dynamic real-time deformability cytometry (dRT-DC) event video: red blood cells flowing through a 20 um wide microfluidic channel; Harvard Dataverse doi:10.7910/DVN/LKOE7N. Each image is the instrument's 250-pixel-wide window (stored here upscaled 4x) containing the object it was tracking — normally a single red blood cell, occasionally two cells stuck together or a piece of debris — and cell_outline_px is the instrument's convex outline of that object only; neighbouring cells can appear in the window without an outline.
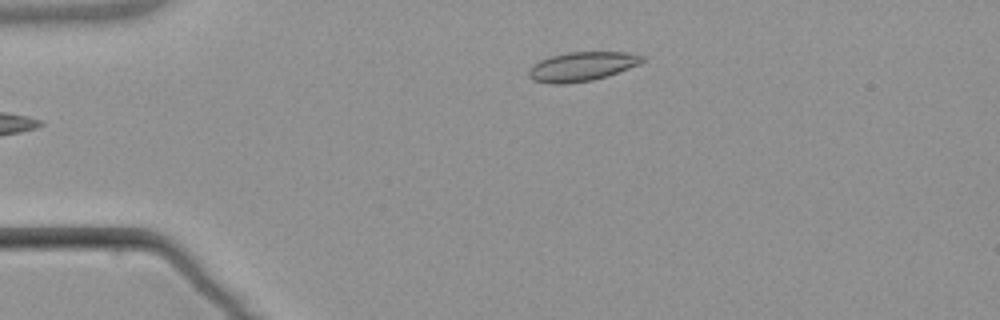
{"species": "common noctule bat (a hibernating species)", "species_latin": "Nyctalus noctula", "temperature_condition": "warm", "stored_images_in_passage": 6, "camera_frame_rate_fps": 3000, "um_per_image_px": 0.085, "animal": {"sex": "male", "body_mass_g": 21.5, "forearm_length_mm": 52.0}, "frame": {"image": 1, "passage_image": 6, "time_ms": 6.0, "image_size_px": [1000, 320], "cell_outline_px": [[644, 60], [640, 64], [592, 80], [568, 84], [548, 84], [532, 80], [528, 76], [528, 68], [532, 64], [540, 60], [552, 56], [568, 52], [628, 52], [644, 56]], "centroid_in_image_um": [49.4, 5.66], "position_along_channel_um": 35.6, "area_um2": 19.31}}